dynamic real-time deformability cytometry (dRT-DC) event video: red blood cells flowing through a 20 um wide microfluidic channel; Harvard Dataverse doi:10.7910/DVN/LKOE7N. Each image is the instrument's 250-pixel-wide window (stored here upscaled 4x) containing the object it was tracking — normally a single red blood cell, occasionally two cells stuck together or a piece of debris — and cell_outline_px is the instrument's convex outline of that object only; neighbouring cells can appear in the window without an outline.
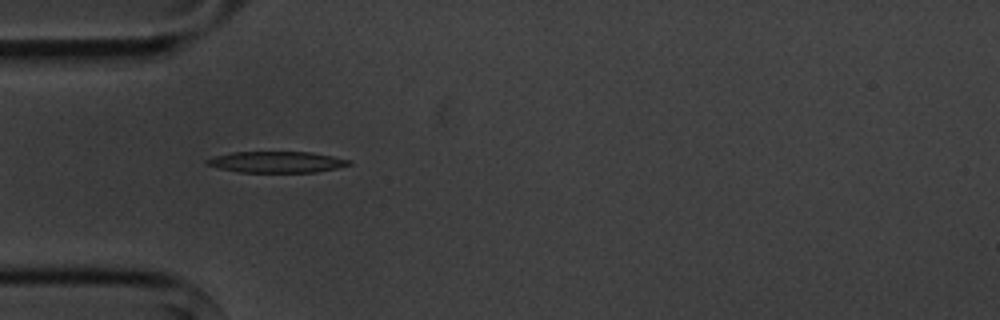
{"species": "common noctule bat (a hibernating species)", "species_latin": "Nyctalus noctula", "temperature_condition": "cold", "stored_images_in_passage": 6, "camera_frame_rate_fps": 3000, "um_per_image_px": 0.085, "animal": {"sex": "male", "body_mass_g": 20.1, "forearm_length_mm": 53.5}, "frame": {"image": 1, "passage_image": 5, "time_ms": 4.667, "image_size_px": [1000, 320], "cell_outline_px": [[352, 164], [336, 168], [316, 172], [240, 172], [220, 168], [204, 164], [204, 160], [216, 156], [232, 152], [312, 152], [352, 160]], "centroid_in_image_um": [23.53, 13.77], "position_along_channel_um": 61.5, "area_um2": 17.51}}
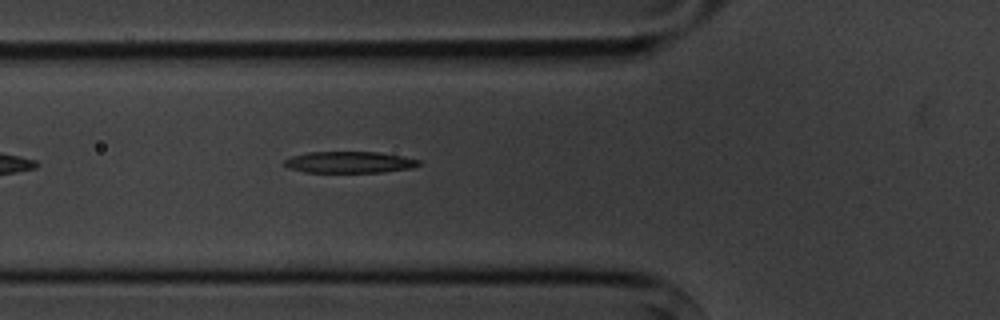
{"frame": {"image": 2, "passage_image": 6, "time_ms": 5.667, "image_size_px": [1000, 320], "cell_outline_px": [[420, 164], [412, 168], [380, 172], [304, 172], [288, 168], [280, 164], [284, 160], [292, 156], [308, 152], [376, 152], [400, 156], [420, 160]], "centroid_in_image_um": [29.62, 13.79], "position_along_channel_um": 96.2, "area_um2": 16.76}}